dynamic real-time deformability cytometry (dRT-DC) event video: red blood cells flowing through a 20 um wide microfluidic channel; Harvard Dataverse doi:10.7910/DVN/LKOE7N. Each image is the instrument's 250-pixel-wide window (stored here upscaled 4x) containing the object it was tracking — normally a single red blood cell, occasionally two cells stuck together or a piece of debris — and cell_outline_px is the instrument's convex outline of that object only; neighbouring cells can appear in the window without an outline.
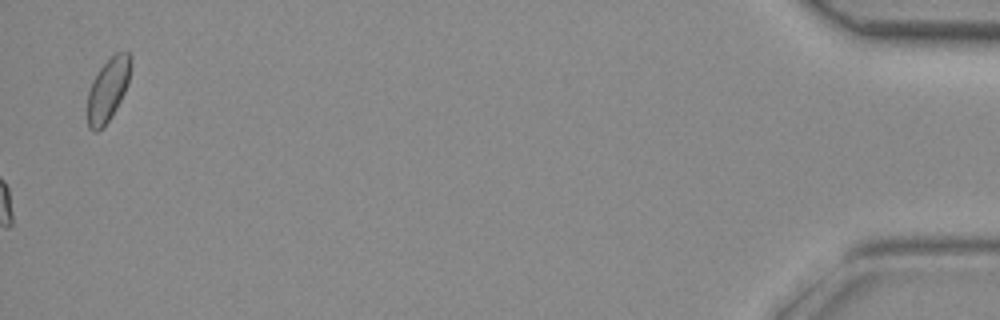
{"species": "common noctule bat (a hibernating species)", "species_latin": "Nyctalus noctula", "temperature_condition": "room temperature", "stored_images_in_passage": 41, "camera_frame_rate_fps": 3000, "um_per_image_px": 0.085, "animal": {"sex": "female", "body_mass_g": 29.2, "forearm_length_mm": 56.3}, "frame": {"image": 1, "passage_image": 41, "time_ms": 13.333, "image_size_px": [1000, 320], "cell_outline_px": [[132, 64], [128, 84], [112, 116], [96, 132], [92, 132], [88, 128], [88, 92], [92, 80], [100, 68], [116, 52], [128, 52], [132, 56]], "centroid_in_image_um": [9.19, 7.59], "position_along_channel_um": 426.0, "area_um2": 15.84}}